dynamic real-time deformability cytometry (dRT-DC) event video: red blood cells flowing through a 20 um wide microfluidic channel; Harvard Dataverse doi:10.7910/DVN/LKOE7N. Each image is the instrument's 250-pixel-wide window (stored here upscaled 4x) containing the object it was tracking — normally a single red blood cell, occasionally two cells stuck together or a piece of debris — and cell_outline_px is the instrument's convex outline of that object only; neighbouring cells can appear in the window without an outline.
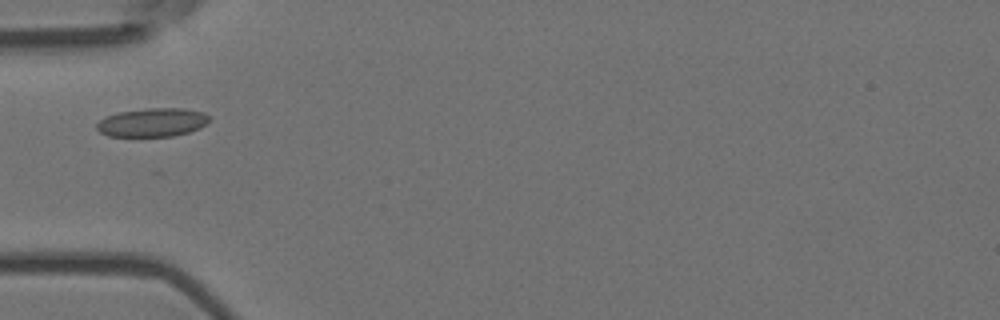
{"species": "Egyptian fruit bat (a non-hibernating species)", "species_latin": "Rousettus aegyptiacus", "temperature_condition": "room temperature", "stored_images_in_passage": 4, "camera_frame_rate_fps": 3000, "um_per_image_px": 0.085, "animal": {"sex": "female"}, "frame": {"image": 1, "passage_image": 4, "time_ms": 1.0, "image_size_px": [1000, 320], "cell_outline_px": [[212, 120], [208, 124], [200, 128], [188, 132], [172, 136], [108, 136], [100, 132], [96, 128], [96, 124], [100, 120], [108, 116], [120, 112], [148, 108], [184, 108], [204, 112]], "centroid_in_image_um": [13.01, 10.4], "position_along_channel_um": 72.0, "area_um2": 18.79}}